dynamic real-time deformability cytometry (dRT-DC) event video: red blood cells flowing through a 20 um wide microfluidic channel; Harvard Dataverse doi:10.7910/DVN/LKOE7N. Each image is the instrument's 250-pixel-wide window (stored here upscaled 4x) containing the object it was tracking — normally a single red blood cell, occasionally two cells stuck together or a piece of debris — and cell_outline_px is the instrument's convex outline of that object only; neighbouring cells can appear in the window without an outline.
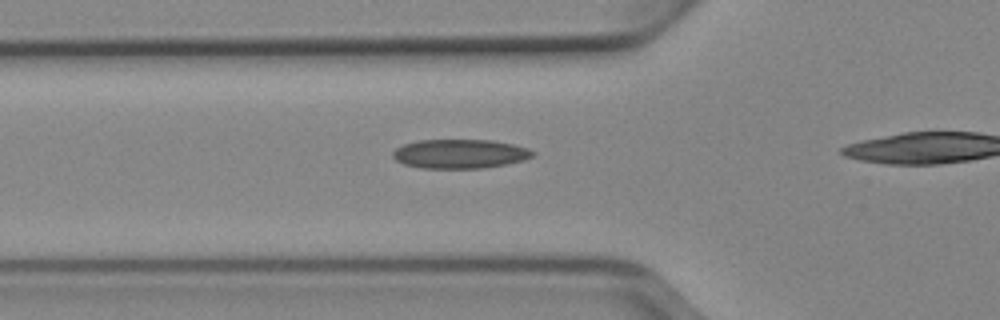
{"species": "Egyptian fruit bat (a non-hibernating species)", "species_latin": "Rousettus aegyptiacus", "temperature_condition": "cold", "stored_images_in_passage": 22, "camera_frame_rate_fps": 3000, "um_per_image_px": 0.085, "animal": {"sex": "female"}, "frame": {"image": 1, "passage_image": 14, "time_ms": 4.333, "image_size_px": [1000, 320], "cell_outline_px": [[536, 152], [532, 156], [524, 160], [484, 168], [420, 168], [404, 164], [396, 160], [392, 156], [392, 152], [396, 148], [404, 144], [420, 140], [492, 140], [512, 144], [528, 148]], "centroid_in_image_um": [39.08, 13.07], "position_along_channel_um": 86.7, "area_um2": 23.7}}
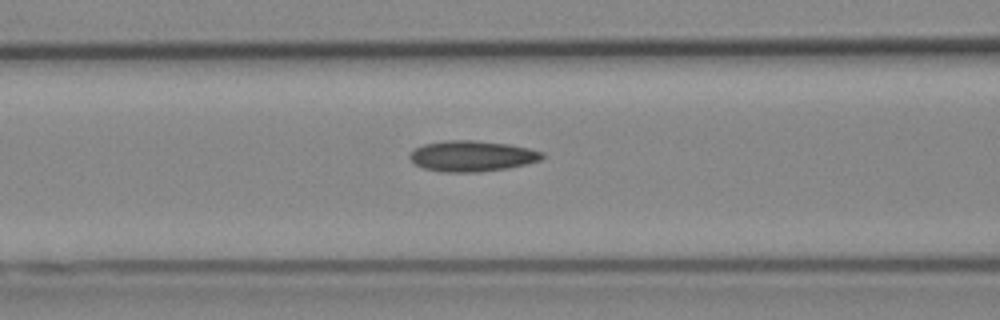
{"frame": {"image": 2, "passage_image": 17, "time_ms": 5.333, "image_size_px": [1000, 320], "cell_outline_px": [[544, 156], [540, 160], [508, 168], [480, 172], [440, 172], [424, 168], [416, 164], [408, 156], [416, 148], [424, 144], [444, 140], [476, 140], [508, 144], [528, 148], [544, 152]], "centroid_in_image_um": [40.12, 13.26], "position_along_channel_um": 126.5, "area_um2": 23.7}}
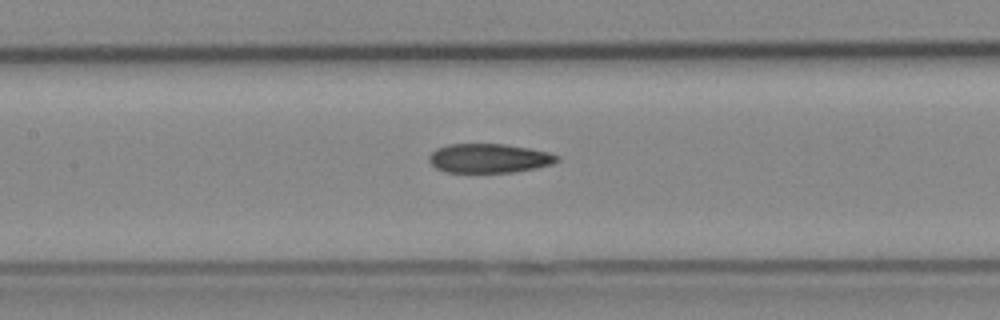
{"frame": {"image": 3, "passage_image": 20, "time_ms": 6.333, "image_size_px": [1000, 320], "cell_outline_px": [[560, 160], [552, 164], [536, 168], [516, 172], [444, 172], [436, 168], [428, 160], [428, 156], [436, 148], [448, 144], [504, 144], [528, 148], [548, 152], [560, 156]], "centroid_in_image_um": [41.57, 13.45], "position_along_channel_um": 165.8, "area_um2": 21.85}}